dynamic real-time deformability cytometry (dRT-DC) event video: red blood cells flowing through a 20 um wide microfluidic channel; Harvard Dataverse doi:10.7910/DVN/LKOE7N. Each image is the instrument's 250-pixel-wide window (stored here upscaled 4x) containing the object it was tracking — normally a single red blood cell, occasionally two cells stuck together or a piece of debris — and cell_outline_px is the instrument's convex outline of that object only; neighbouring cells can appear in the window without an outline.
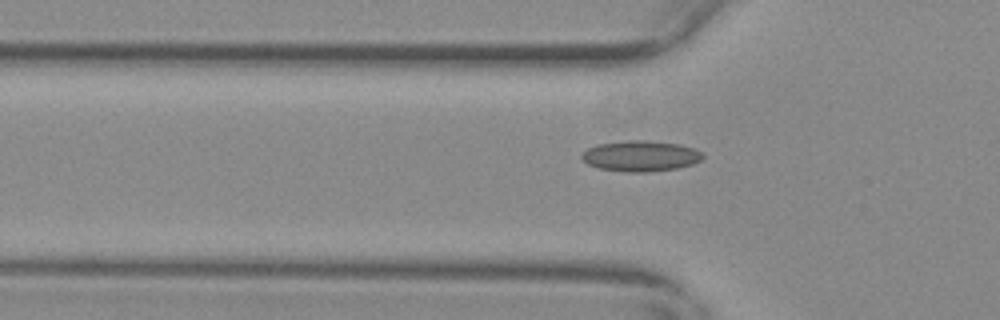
{"species": "common noctule bat (a hibernating species)", "species_latin": "Nyctalus noctula", "temperature_condition": "warm", "stored_images_in_passage": 35, "camera_frame_rate_fps": 3000, "um_per_image_px": 0.085, "animal": {"sex": "female", "body_mass_g": 29.2, "forearm_length_mm": 56.3}, "frame": {"image": 1, "passage_image": 7, "time_ms": 2.0, "image_size_px": [1000, 320], "cell_outline_px": [[704, 156], [700, 160], [692, 164], [676, 168], [648, 172], [624, 172], [600, 168], [588, 164], [580, 160], [580, 156], [588, 148], [596, 144], [624, 140], [648, 140], [680, 144], [704, 152]], "centroid_in_image_um": [54.43, 13.25], "position_along_channel_um": 71.4, "area_um2": 21.85}}
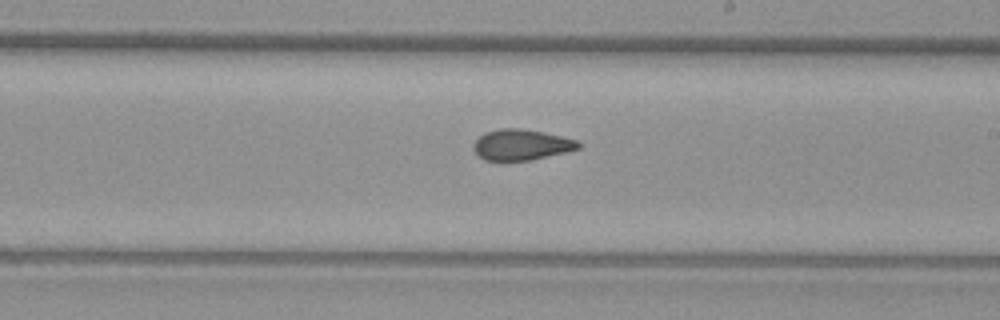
{"frame": {"image": 2, "passage_image": 21, "time_ms": 6.667, "image_size_px": [1000, 320], "cell_outline_px": [[584, 144], [580, 148], [568, 152], [532, 160], [484, 160], [476, 156], [472, 148], [472, 144], [484, 132], [500, 128], [520, 128], [544, 132], [576, 140]], "centroid_in_image_um": [44.31, 12.31], "position_along_channel_um": 244.7, "area_um2": 19.13}}
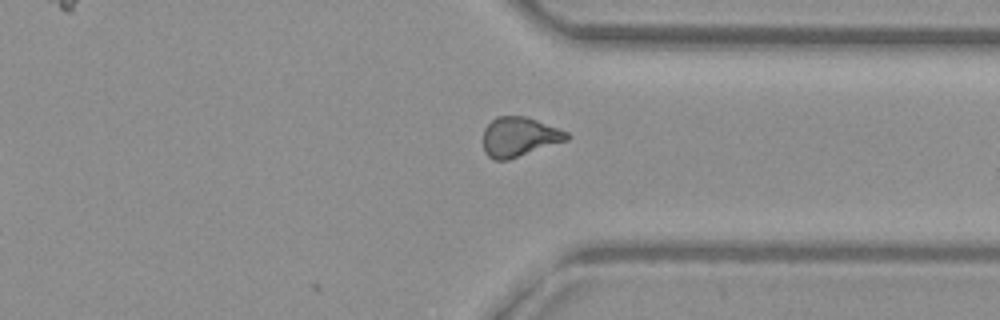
{"frame": {"image": 3, "passage_image": 31, "time_ms": 10.0, "image_size_px": [1000, 320], "cell_outline_px": [[572, 136], [568, 140], [508, 160], [496, 160], [488, 156], [484, 152], [484, 128], [496, 116], [524, 116], [536, 120], [568, 132]], "centroid_in_image_um": [44.14, 11.63], "position_along_channel_um": 367.3, "area_um2": 19.19}, "authors_computed_cell_mechanics": {"area_um2": 19.1318, "velocity_mm_per_s": 3.7038, "shape_relaxation_time_tau1_ms": null, "shape_relaxation_time_tau2_ms": 2.434, "deformation_change_tau1": null, "deformation_change_tau2": 0.0712}}